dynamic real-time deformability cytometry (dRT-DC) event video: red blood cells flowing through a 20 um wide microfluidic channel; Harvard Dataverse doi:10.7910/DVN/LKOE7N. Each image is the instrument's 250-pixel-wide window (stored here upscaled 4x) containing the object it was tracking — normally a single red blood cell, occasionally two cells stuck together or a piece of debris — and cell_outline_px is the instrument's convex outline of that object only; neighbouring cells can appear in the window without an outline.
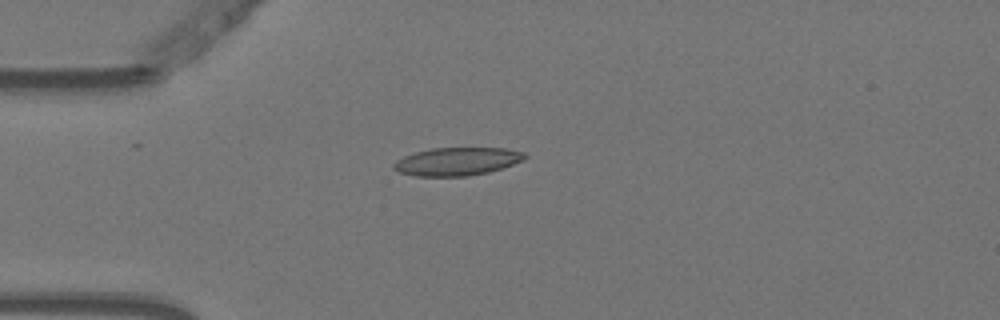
{"species": "Egyptian fruit bat (a non-hibernating species)", "species_latin": "Rousettus aegyptiacus", "temperature_condition": "warm", "stored_images_in_passage": 1, "camera_frame_rate_fps": 3000, "um_per_image_px": 0.085, "animal": {"sex": "female"}, "frame": {"image": 1, "passage_image": 1, "time_ms": 0.0, "image_size_px": [1000, 320], "cell_outline_px": [[528, 156], [524, 160], [488, 172], [468, 176], [416, 176], [400, 172], [392, 168], [392, 164], [396, 160], [404, 156], [416, 152], [432, 148], [504, 148], [524, 152]], "centroid_in_image_um": [38.84, 13.72], "position_along_channel_um": 46.2, "area_um2": 21.33}}